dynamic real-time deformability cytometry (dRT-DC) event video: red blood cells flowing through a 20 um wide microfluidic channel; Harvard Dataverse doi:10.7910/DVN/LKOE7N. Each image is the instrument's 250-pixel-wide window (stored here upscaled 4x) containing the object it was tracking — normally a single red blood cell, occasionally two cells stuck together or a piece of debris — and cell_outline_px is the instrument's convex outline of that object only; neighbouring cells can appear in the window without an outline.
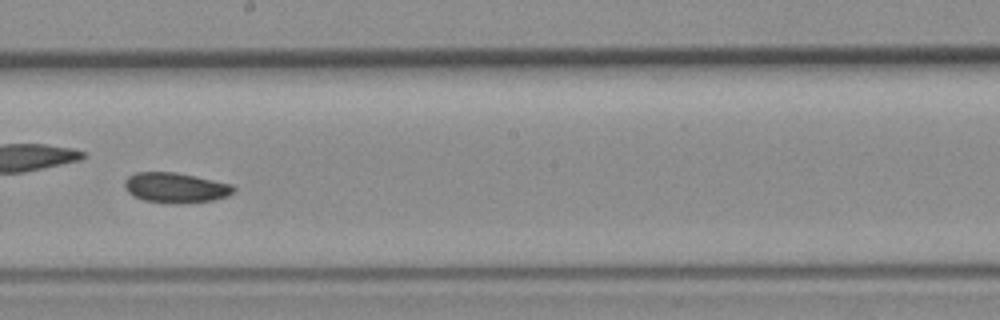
{"species": "common noctule bat (a hibernating species)", "species_latin": "Nyctalus noctula", "temperature_condition": "room temperature", "stored_images_in_passage": 40, "camera_frame_rate_fps": 3000, "um_per_image_px": 0.085, "animal": {"sex": "female", "body_mass_g": 19.3, "forearm_length_mm": 54.1}, "frame": {"image": 1, "passage_image": 23, "time_ms": 7.333, "image_size_px": [1000, 320], "cell_outline_px": [[236, 192], [228, 196], [212, 200], [180, 204], [176, 204], [144, 200], [132, 196], [124, 188], [124, 180], [128, 176], [136, 172], [176, 172], [196, 176], [232, 184], [236, 188]], "centroid_in_image_um": [14.93, 15.95], "position_along_channel_um": 233.3, "area_um2": 19.42}}